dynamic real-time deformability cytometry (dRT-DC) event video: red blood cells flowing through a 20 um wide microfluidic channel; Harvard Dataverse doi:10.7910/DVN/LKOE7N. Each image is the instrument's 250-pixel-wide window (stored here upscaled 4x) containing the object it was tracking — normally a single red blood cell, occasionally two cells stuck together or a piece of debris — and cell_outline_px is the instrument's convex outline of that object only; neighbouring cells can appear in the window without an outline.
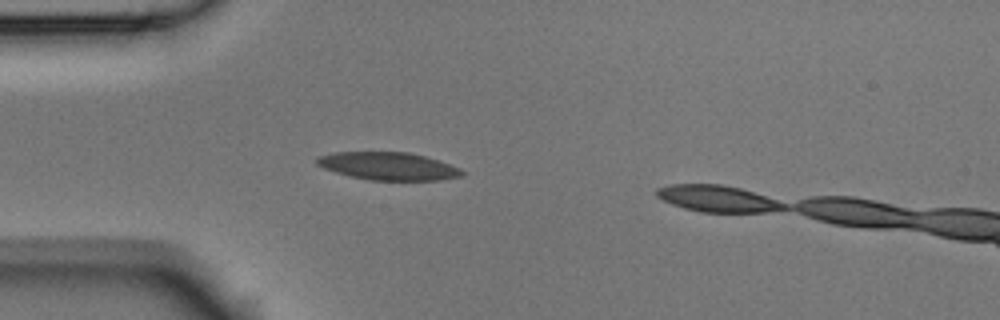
{"species": "Egyptian fruit bat (a non-hibernating species)", "species_latin": "Rousettus aegyptiacus", "temperature_condition": "room temperature", "stored_images_in_passage": 5, "segment_of_instrument_passage": [1, 2], "camera_frame_rate_fps": 3000, "um_per_image_px": 0.085, "animal": {"sex": "male"}, "frame": {"image": 1, "passage_image": 4, "time_ms": 1.0, "image_size_px": [1000, 320], "cell_outline_px": [[468, 172], [464, 176], [440, 180], [368, 180], [336, 172], [324, 168], [316, 164], [316, 156], [336, 152], [408, 152], [424, 156], [460, 168]], "centroid_in_image_um": [33.03, 14.12], "position_along_channel_um": 52.0, "area_um2": 23.47}}